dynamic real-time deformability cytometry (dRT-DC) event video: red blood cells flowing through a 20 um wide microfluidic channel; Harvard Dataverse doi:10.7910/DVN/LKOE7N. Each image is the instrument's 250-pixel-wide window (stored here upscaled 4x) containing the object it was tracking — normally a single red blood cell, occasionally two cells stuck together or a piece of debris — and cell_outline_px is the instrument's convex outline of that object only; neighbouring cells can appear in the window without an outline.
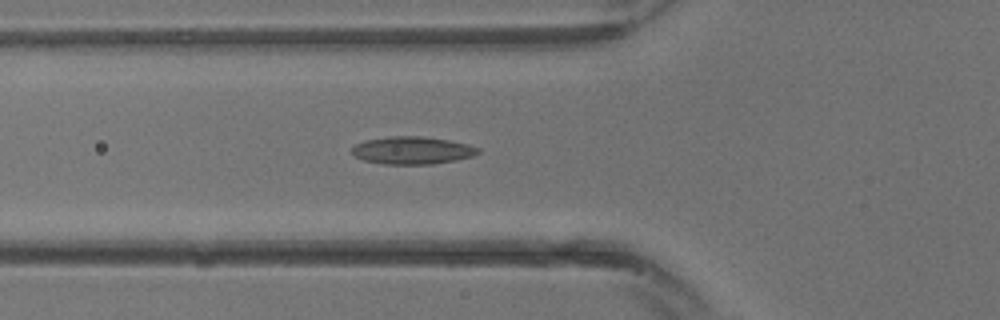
{"species": "common noctule bat (a hibernating species)", "species_latin": "Nyctalus noctula", "temperature_condition": "warm", "stored_images_in_passage": 15, "camera_frame_rate_fps": 3000, "um_per_image_px": 0.085, "animal": {"sex": "male", "body_mass_g": 13.3}, "frame": {"image": 1, "passage_image": 4, "time_ms": 1.0, "image_size_px": [1000, 320], "cell_outline_px": [[480, 152], [472, 156], [456, 160], [432, 164], [384, 164], [364, 160], [356, 156], [352, 152], [352, 148], [356, 144], [364, 140], [388, 136], [420, 136], [448, 140], [468, 144], [480, 148]], "centroid_in_image_um": [35.05, 12.77], "position_along_channel_um": 90.7, "area_um2": 20.23}}
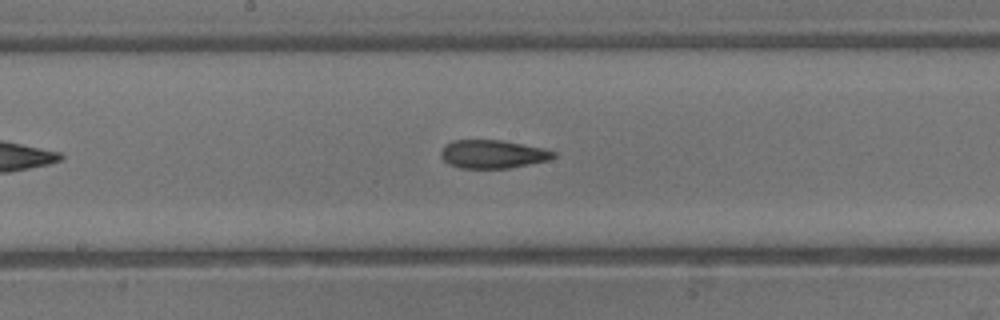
{"frame": {"image": 2, "passage_image": 9, "time_ms": 2.667, "image_size_px": [1000, 320], "cell_outline_px": [[556, 156], [548, 160], [508, 168], [460, 168], [448, 164], [440, 156], [440, 152], [452, 140], [500, 140], [540, 148], [556, 152]], "centroid_in_image_um": [41.85, 13.11], "position_along_channel_um": 206.4, "area_um2": 18.26}}
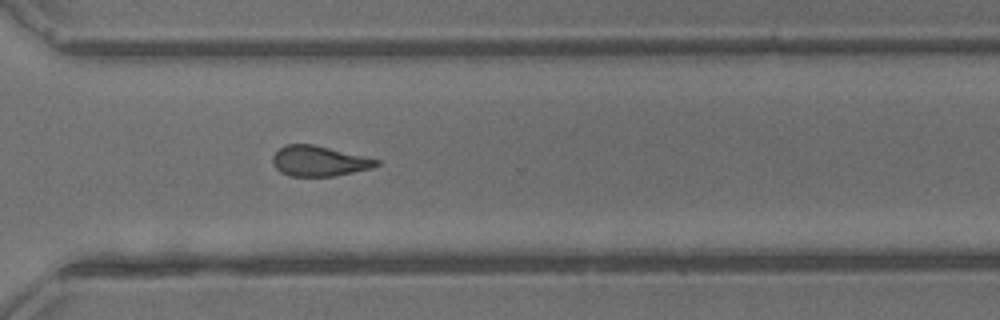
{"frame": {"image": 3, "passage_image": 15, "time_ms": 4.667, "image_size_px": [1000, 320], "cell_outline_px": [[380, 164], [372, 168], [332, 176], [288, 176], [280, 172], [272, 164], [272, 156], [284, 144], [312, 144], [380, 160]], "centroid_in_image_um": [27.08, 13.69], "position_along_channel_um": 343.5, "area_um2": 18.21}}